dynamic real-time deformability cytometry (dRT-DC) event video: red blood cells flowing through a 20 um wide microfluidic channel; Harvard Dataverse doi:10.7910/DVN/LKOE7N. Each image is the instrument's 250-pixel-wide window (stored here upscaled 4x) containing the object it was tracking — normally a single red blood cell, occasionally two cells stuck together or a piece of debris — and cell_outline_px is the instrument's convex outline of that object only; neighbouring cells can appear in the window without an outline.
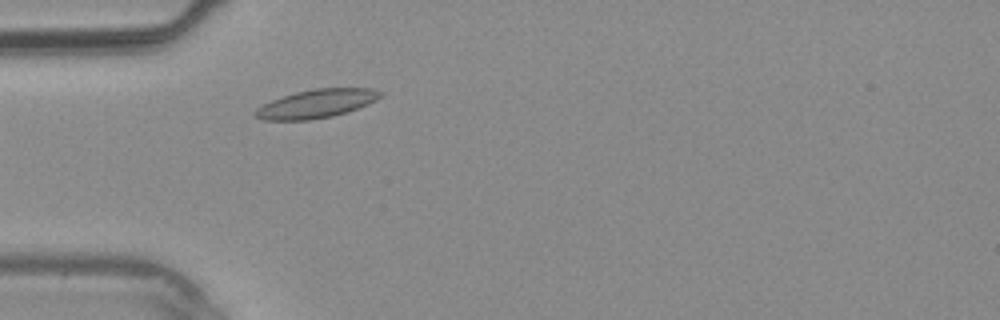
{"species": "common noctule bat (a hibernating species)", "species_latin": "Nyctalus noctula", "temperature_condition": "warm", "stored_images_in_passage": 17, "camera_frame_rate_fps": 3000, "um_per_image_px": 0.085, "animal": {"sex": "male", "body_mass_g": 20.4}, "frame": {"image": 1, "passage_image": 1, "time_ms": 0.0, "image_size_px": [1000, 320], "cell_outline_px": [[384, 96], [368, 104], [348, 112], [332, 116], [308, 120], [264, 120], [252, 116], [252, 112], [256, 108], [272, 100], [296, 92], [312, 88], [372, 88], [384, 92]], "centroid_in_image_um": [26.91, 8.81], "position_along_channel_um": 58.1, "area_um2": 20.98}}
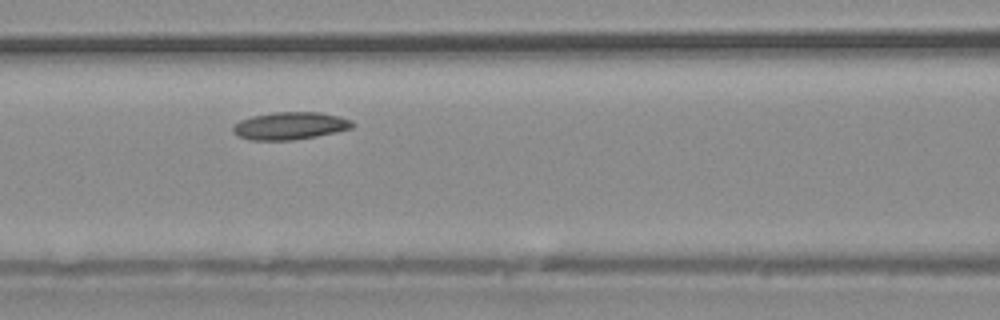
{"frame": {"image": 2, "passage_image": 6, "time_ms": 1.667, "image_size_px": [1000, 320], "cell_outline_px": [[356, 124], [352, 128], [336, 132], [316, 136], [292, 140], [252, 140], [240, 136], [232, 132], [232, 128], [240, 120], [252, 116], [272, 112], [320, 112], [340, 116], [352, 120]], "centroid_in_image_um": [24.69, 10.68], "position_along_channel_um": 141.9, "area_um2": 19.19}}